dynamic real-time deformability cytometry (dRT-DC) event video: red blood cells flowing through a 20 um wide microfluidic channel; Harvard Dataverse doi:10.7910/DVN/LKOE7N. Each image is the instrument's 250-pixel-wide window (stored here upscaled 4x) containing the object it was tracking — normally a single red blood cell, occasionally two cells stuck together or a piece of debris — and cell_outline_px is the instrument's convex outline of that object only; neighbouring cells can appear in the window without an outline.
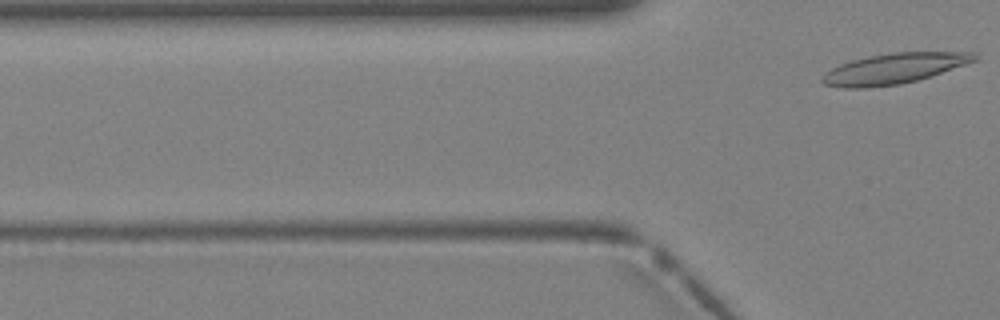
{"species": "Egyptian fruit bat (a non-hibernating species)", "species_latin": "Rousettus aegyptiacus", "temperature_condition": "warm", "stored_images_in_passage": 5, "camera_frame_rate_fps": 3000, "um_per_image_px": 0.085, "animal": {"sex": "female"}, "frame": {"image": 1, "passage_image": 5, "time_ms": 1.333, "image_size_px": [1000, 320], "cell_outline_px": [[980, 56], [976, 60], [916, 80], [900, 84], [864, 88], [844, 88], [824, 84], [820, 80], [824, 72], [840, 64], [852, 60], [868, 56], [892, 52], [976, 52]], "centroid_in_image_um": [75.94, 5.82], "position_along_channel_um": 49.9, "area_um2": 26.76}}